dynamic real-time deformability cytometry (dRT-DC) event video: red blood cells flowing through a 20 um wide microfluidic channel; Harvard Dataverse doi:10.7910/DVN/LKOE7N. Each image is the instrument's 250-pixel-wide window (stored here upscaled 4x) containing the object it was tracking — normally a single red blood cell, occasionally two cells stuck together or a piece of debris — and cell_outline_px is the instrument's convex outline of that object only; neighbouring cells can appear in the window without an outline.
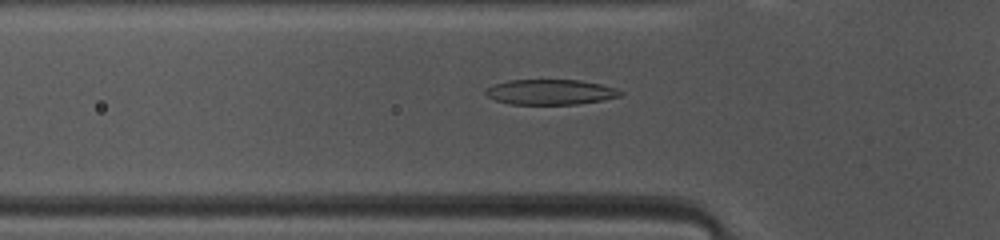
{"species": "common noctule bat (a hibernating species)", "species_latin": "Nyctalus noctula", "temperature_condition": "warm", "stored_images_in_passage": 35, "camera_frame_rate_fps": 3000, "um_per_image_px": 0.085, "animal": {"sex": "female", "body_mass_g": 10.0, "forearm_length_mm": 53.1}, "frame": {"image": 1, "passage_image": 6, "time_ms": 1.667, "image_size_px": [1000, 240], "cell_outline_px": [[624, 92], [620, 96], [600, 100], [576, 104], [508, 104], [496, 100], [488, 96], [484, 92], [488, 88], [496, 84], [508, 80], [580, 80], [600, 84], [616, 88]], "centroid_in_image_um": [46.79, 7.82], "position_along_channel_um": 79.0, "area_um2": 19.59}}
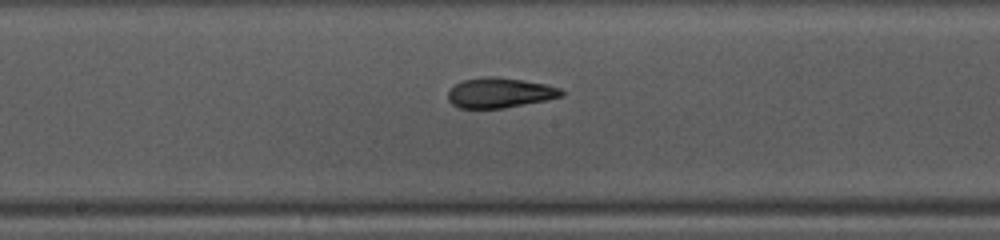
{"frame": {"image": 2, "passage_image": 15, "time_ms": 4.667, "image_size_px": [1000, 240], "cell_outline_px": [[564, 96], [504, 108], [460, 108], [452, 104], [448, 100], [448, 92], [460, 80], [484, 76], [496, 76], [524, 80], [544, 84], [560, 88], [564, 92]], "centroid_in_image_um": [42.46, 7.87], "position_along_channel_um": 205.7, "area_um2": 19.88}}
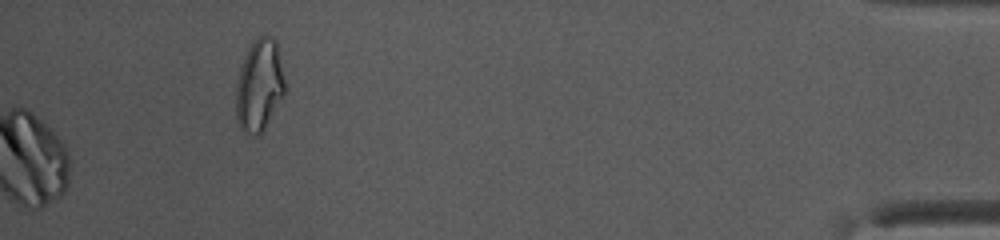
{"frame": {"image": 3, "passage_image": 35, "time_ms": 11.333, "image_size_px": [1000, 240], "cell_outline_px": [[284, 92], [264, 132], [256, 136], [252, 136], [244, 132], [240, 128], [236, 120], [236, 80], [244, 56], [252, 40], [260, 36], [272, 36], [276, 40], [284, 80]], "centroid_in_image_um": [22.01, 7.28], "position_along_channel_um": 413.2, "area_um2": 26.36}, "authors_computed_cell_mechanics": {"area_um2": 19.941, "velocity_mm_per_s": 4.1695, "shape_relaxation_time_tau1_ms": 4.8078, "shape_relaxation_time_tau2_ms": 1.8005, "deformation_change_tau1": 0.2013, "deformation_change_tau2": 0.0943}}